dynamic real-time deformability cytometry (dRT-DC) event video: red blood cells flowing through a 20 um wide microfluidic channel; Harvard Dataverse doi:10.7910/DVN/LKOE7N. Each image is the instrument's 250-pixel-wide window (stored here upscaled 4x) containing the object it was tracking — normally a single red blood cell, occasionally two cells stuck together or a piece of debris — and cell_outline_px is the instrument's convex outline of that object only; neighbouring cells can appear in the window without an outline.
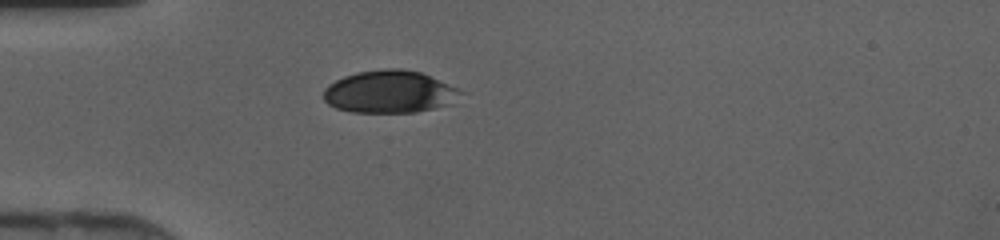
{"species": "human", "species_latin": "Homo sapiens", "temperature_condition": "cold", "stored_images_in_passage": 25, "camera_frame_rate_fps": 3000, "um_per_image_px": 0.085, "donor": {"sex": "female"}, "frame": {"image": 1, "passage_image": 1, "time_ms": 0.0, "image_size_px": [1000, 240], "cell_outline_px": [[464, 92], [452, 104], [416, 112], [352, 112], [336, 108], [328, 104], [324, 100], [324, 88], [328, 84], [344, 76], [356, 72], [388, 68], [396, 68], [420, 72], [448, 84]], "centroid_in_image_um": [33.09, 7.81], "position_along_channel_um": 51.9, "area_um2": 33.81}}
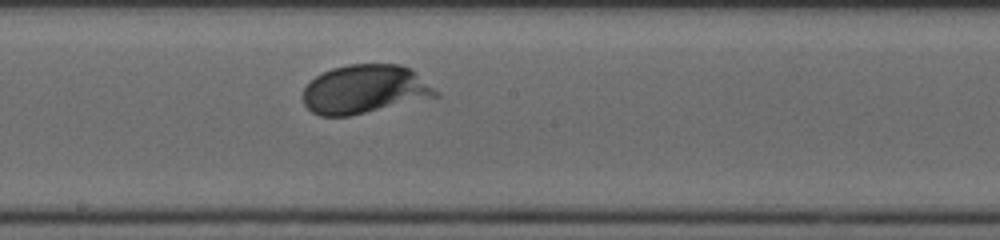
{"frame": {"image": 2, "passage_image": 13, "time_ms": 4.0, "image_size_px": [1000, 240], "cell_outline_px": [[440, 96], [348, 116], [320, 116], [312, 112], [304, 104], [304, 88], [316, 76], [332, 68], [348, 64], [400, 64], [412, 68], [440, 92]], "centroid_in_image_um": [31.05, 7.58], "position_along_channel_um": 217.1, "area_um2": 37.74}}
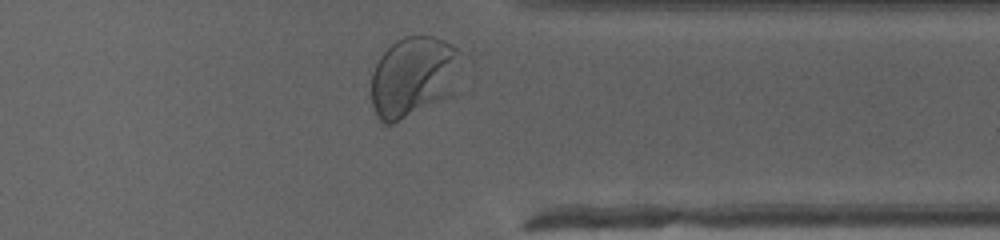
{"frame": {"image": 3, "passage_image": 24, "time_ms": 7.667, "image_size_px": [1000, 240], "cell_outline_px": [[464, 56], [452, 96], [392, 124], [384, 124], [376, 116], [372, 104], [372, 72], [380, 56], [396, 40], [404, 36], [432, 36], [444, 40], [452, 44]], "centroid_in_image_um": [35.18, 6.52], "position_along_channel_um": 376.2, "area_um2": 42.77}}